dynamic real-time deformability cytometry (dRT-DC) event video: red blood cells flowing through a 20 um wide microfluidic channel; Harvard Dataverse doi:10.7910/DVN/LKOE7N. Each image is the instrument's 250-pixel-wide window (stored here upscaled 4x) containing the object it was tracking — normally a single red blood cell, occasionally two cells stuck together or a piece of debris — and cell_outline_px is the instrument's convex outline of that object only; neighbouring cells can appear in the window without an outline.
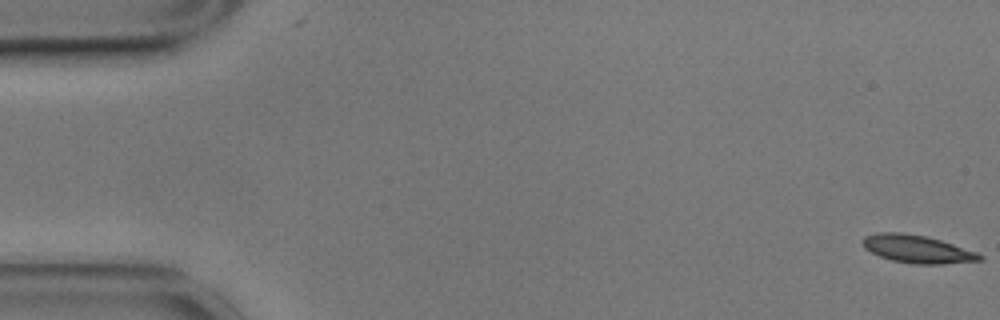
{"species": "common noctule bat (a hibernating species)", "species_latin": "Nyctalus noctula", "temperature_condition": "cold", "stored_images_in_passage": 57, "camera_frame_rate_fps": 3000, "um_per_image_px": 0.085, "animal": {"sex": "male", "body_mass_g": 17.9}, "frame": {"image": 1, "passage_image": 1, "time_ms": 0.0, "image_size_px": [1000, 320], "cell_outline_px": [[984, 260], [940, 264], [912, 264], [892, 260], [880, 256], [864, 248], [860, 240], [864, 236], [876, 232], [904, 232], [924, 236], [940, 240], [976, 252], [984, 256]], "centroid_in_image_um": [77.92, 21.16], "position_along_channel_um": 7.1, "area_um2": 19.02}}
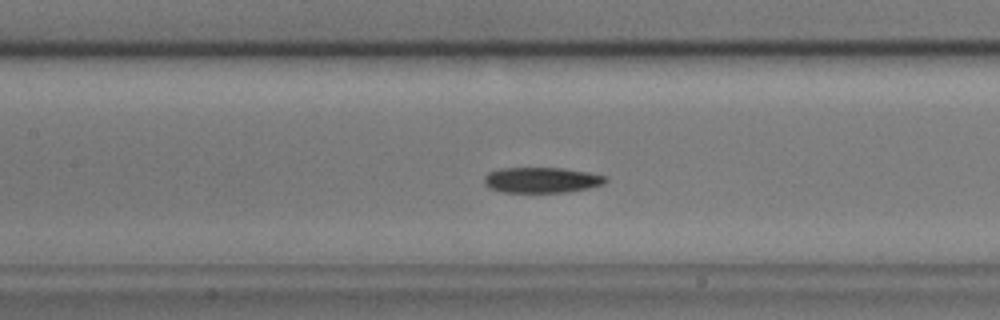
{"frame": {"image": 2, "passage_image": 26, "time_ms": 8.333, "image_size_px": [1000, 320], "cell_outline_px": [[608, 180], [604, 184], [588, 188], [564, 192], [504, 192], [488, 188], [484, 184], [484, 176], [488, 172], [500, 168], [564, 168], [588, 172], [608, 176]], "centroid_in_image_um": [46.04, 15.29], "position_along_channel_um": 161.4, "area_um2": 18.21}}
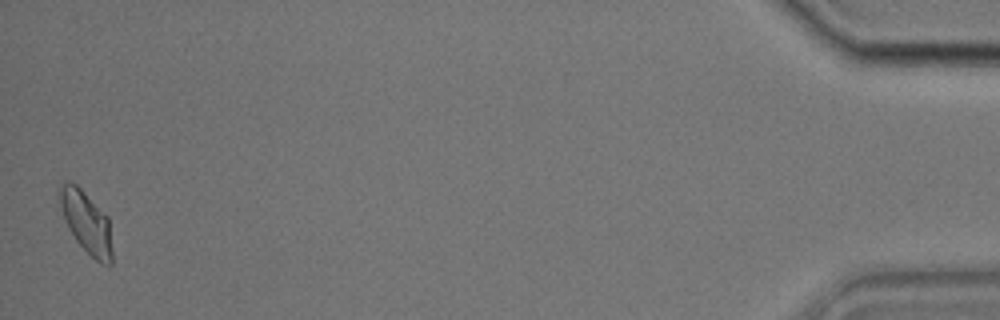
{"frame": {"image": 3, "passage_image": 57, "time_ms": 18.667, "image_size_px": [1000, 320], "cell_outline_px": [[112, 264], [100, 264], [76, 240], [68, 228], [64, 220], [56, 192], [56, 188], [60, 184], [68, 180], [76, 184], [108, 216], [112, 252]], "centroid_in_image_um": [7.29, 18.83], "position_along_channel_um": 427.9, "area_um2": 19.07}, "authors_computed_cell_mechanics": {"area_um2": 18.3804, "velocity_mm_per_s": 3.4684, "shape_relaxation_time_tau1_ms": 10.8801, "shape_relaxation_time_tau2_ms": 11.3471, "deformation_change_tau1": 0.2252, "deformation_change_tau2": 0.1093}}